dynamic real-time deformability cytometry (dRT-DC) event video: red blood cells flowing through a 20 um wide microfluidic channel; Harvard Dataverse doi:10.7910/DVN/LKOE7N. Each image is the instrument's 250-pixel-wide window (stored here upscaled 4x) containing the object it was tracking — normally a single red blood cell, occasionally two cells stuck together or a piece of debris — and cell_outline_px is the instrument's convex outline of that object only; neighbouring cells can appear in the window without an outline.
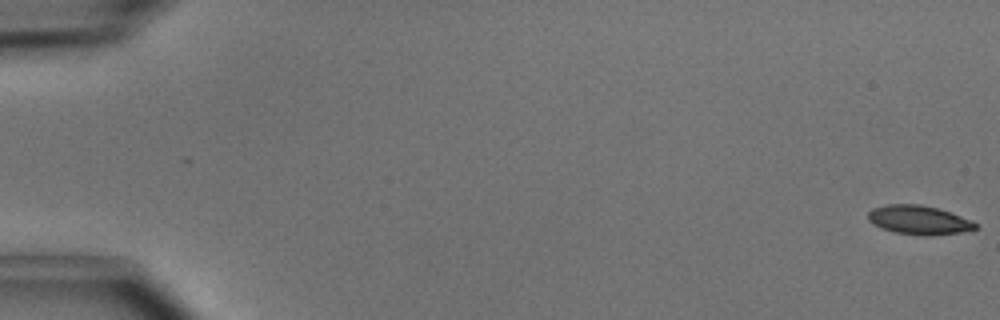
{"species": "common noctule bat (a hibernating species)", "species_latin": "Nyctalus noctula", "temperature_condition": "cold", "stored_images_in_passage": 11, "camera_frame_rate_fps": 3000, "um_per_image_px": 0.085, "animal": {"sex": "male", "body_mass_g": 15.6}, "frame": {"image": 1, "passage_image": 1, "time_ms": 0.0, "image_size_px": [1000, 320], "cell_outline_px": [[976, 228], [960, 232], [932, 236], [924, 236], [896, 232], [880, 228], [872, 224], [868, 220], [868, 212], [872, 208], [888, 204], [920, 204], [936, 208], [972, 220], [976, 224]], "centroid_in_image_um": [78.05, 18.7], "position_along_channel_um": 6.9, "area_um2": 18.03}}